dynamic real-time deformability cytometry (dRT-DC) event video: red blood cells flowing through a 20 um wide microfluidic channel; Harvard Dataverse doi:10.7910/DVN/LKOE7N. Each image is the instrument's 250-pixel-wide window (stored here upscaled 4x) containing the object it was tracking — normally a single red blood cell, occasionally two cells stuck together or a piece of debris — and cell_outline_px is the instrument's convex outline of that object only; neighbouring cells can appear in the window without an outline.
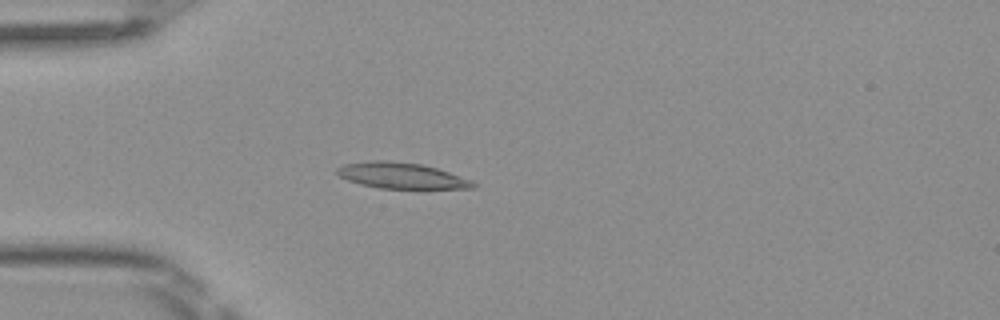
{"species": "Egyptian fruit bat (a non-hibernating species)", "species_latin": "Rousettus aegyptiacus", "temperature_condition": "room temperature", "stored_images_in_passage": 5, "camera_frame_rate_fps": 3000, "um_per_image_px": 0.085, "frame": {"image": 1, "passage_image": 5, "time_ms": 1.333, "image_size_px": [1000, 320], "cell_outline_px": [[476, 188], [420, 192], [380, 188], [360, 184], [348, 180], [340, 176], [336, 172], [336, 168], [344, 164], [372, 160], [388, 160], [424, 164], [472, 180], [476, 184]], "centroid_in_image_um": [34.24, 14.99], "position_along_channel_um": 50.8, "area_um2": 21.85}}